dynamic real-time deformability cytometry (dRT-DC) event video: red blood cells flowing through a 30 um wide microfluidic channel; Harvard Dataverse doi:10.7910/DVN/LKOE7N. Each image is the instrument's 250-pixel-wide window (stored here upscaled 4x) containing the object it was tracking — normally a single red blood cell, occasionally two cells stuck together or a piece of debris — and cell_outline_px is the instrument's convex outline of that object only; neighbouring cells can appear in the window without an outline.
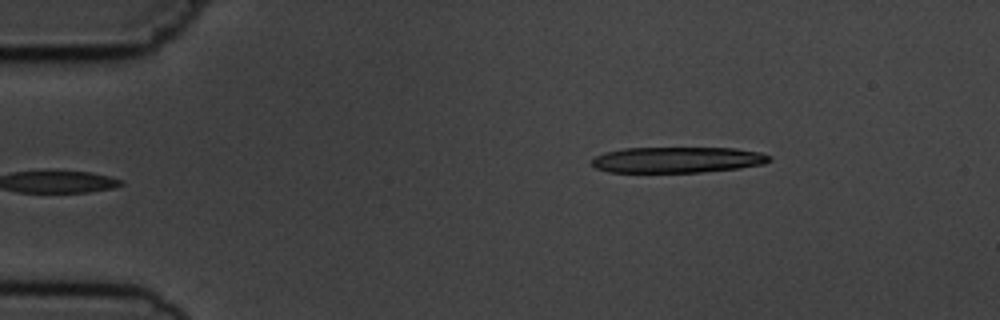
{"species": "common noctule bat (a hibernating species)", "species_latin": "Nyctalus noctula", "temperature_condition": "cold", "stored_images_in_passage": 4, "camera_frame_rate_fps": 3000, "um_per_image_px": 0.085, "animal": {"sex": "male", "body_mass_g": 19.5, "forearm_length_mm": 54.6}, "frame": {"image": 1, "passage_image": 4, "time_ms": 3.333, "image_size_px": [1000, 320], "cell_outline_px": [[772, 160], [764, 164], [740, 168], [700, 172], [608, 172], [596, 168], [592, 164], [592, 160], [596, 156], [604, 152], [624, 148], [736, 148], [760, 152], [772, 156]], "centroid_in_image_um": [57.61, 13.58], "position_along_channel_um": 27.4, "area_um2": 26.88}}